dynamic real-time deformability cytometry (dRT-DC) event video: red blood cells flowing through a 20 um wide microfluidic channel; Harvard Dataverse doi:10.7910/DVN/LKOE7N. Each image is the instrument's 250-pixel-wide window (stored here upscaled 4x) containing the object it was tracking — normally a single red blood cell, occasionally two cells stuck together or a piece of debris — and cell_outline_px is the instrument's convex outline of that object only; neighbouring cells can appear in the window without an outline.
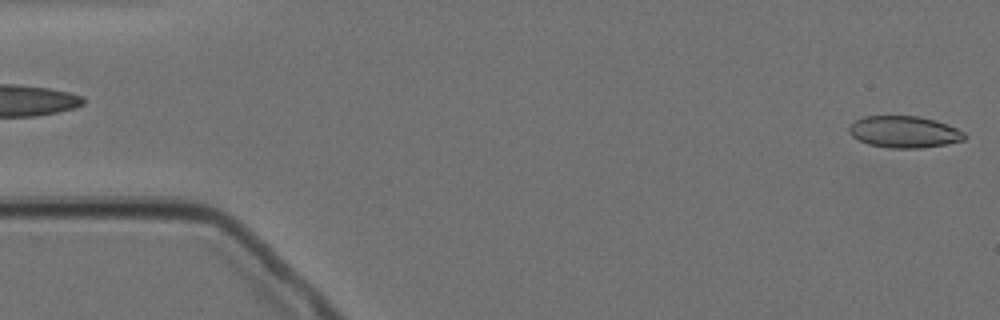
{"species": "Egyptian fruit bat (a non-hibernating species)", "species_latin": "Rousettus aegyptiacus", "temperature_condition": "cold", "stored_images_in_passage": 5, "segment_of_instrument_passage": [2, 2], "camera_frame_rate_fps": 3000, "um_per_image_px": 0.085, "animal": {"sex": "female"}, "frame": {"image": 1, "passage_image": 5, "time_ms": 5.333, "image_size_px": [1000, 320], "cell_outline_px": [[968, 136], [964, 140], [948, 144], [920, 148], [888, 148], [868, 144], [852, 136], [848, 132], [848, 128], [856, 120], [864, 116], [920, 116], [936, 120], [948, 124], [964, 132]], "centroid_in_image_um": [76.89, 11.21], "position_along_channel_um": 8.1, "area_um2": 21.5}}